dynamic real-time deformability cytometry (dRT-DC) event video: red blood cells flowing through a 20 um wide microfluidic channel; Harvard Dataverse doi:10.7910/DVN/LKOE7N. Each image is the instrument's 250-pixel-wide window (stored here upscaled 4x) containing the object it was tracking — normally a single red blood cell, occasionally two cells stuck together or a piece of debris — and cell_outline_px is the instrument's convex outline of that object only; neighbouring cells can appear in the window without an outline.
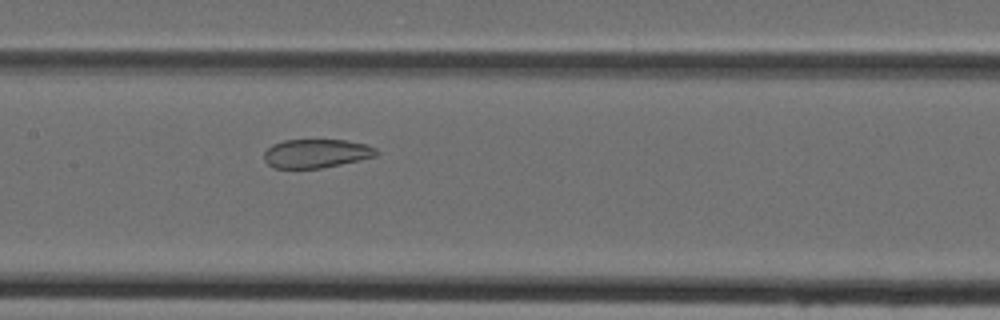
{"species": "Egyptian fruit bat (a non-hibernating species)", "species_latin": "Rousettus aegyptiacus", "temperature_condition": "cold", "stored_images_in_passage": 48, "camera_frame_rate_fps": 3000, "um_per_image_px": 0.085, "animal": {"sex": "female"}, "frame": {"image": 1, "passage_image": 24, "time_ms": 7.667, "image_size_px": [1000, 320], "cell_outline_px": [[380, 152], [376, 156], [360, 160], [320, 168], [272, 168], [264, 160], [264, 152], [272, 144], [284, 140], [344, 140], [364, 144], [376, 148]], "centroid_in_image_um": [26.87, 13.04], "position_along_channel_um": 180.5, "area_um2": 18.79}}
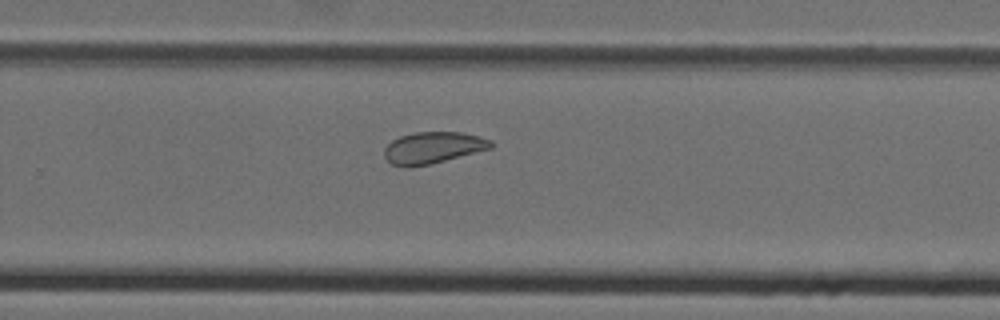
{"frame": {"image": 2, "passage_image": 32, "time_ms": 10.333, "image_size_px": [1000, 320], "cell_outline_px": [[492, 148], [412, 168], [408, 168], [392, 164], [384, 156], [384, 148], [392, 140], [400, 136], [416, 132], [464, 132], [492, 140]], "centroid_in_image_um": [36.78, 12.55], "position_along_channel_um": 293.0, "area_um2": 19.54}}
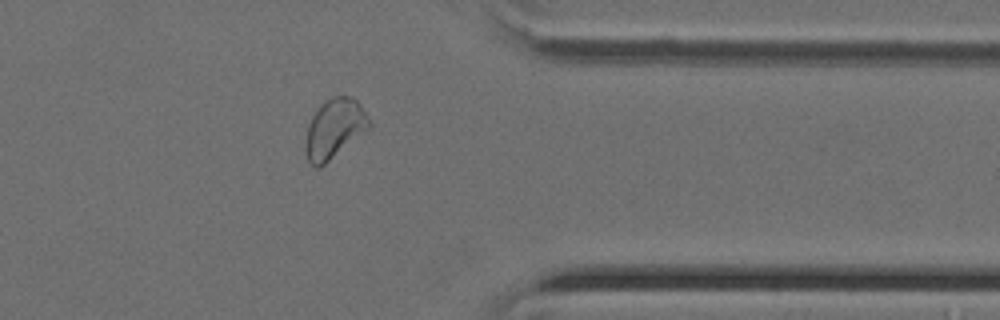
{"frame": {"image": 3, "passage_image": 39, "time_ms": 12.667, "image_size_px": [1000, 320], "cell_outline_px": [[372, 124], [368, 128], [320, 168], [316, 168], [308, 160], [308, 124], [312, 116], [320, 104], [324, 100], [332, 96], [352, 96], [360, 104]], "centroid_in_image_um": [28.45, 10.88], "position_along_channel_um": 383.0, "area_um2": 21.33}}